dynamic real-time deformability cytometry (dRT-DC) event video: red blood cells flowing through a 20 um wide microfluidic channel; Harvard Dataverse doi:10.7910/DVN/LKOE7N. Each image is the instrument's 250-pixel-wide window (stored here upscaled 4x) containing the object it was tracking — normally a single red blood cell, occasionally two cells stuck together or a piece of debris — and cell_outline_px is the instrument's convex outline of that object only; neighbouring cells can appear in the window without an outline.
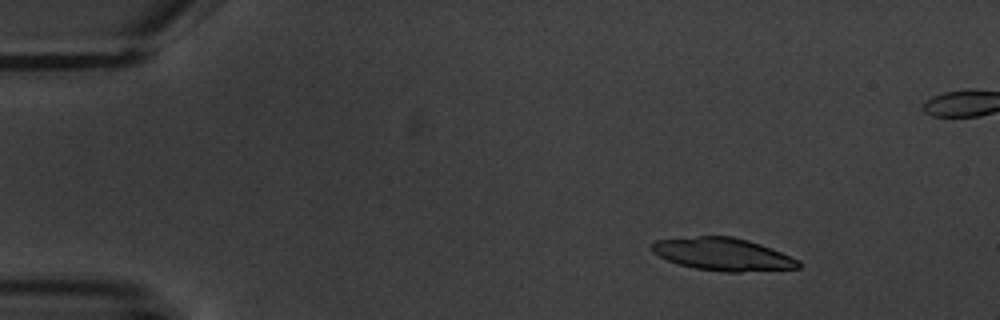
{"species": "common noctule bat (a hibernating species)", "species_latin": "Nyctalus noctula", "temperature_condition": "warm", "stored_images_in_passage": 4, "camera_frame_rate_fps": 3000, "um_per_image_px": 0.085, "animal": {"sex": "male", "body_mass_g": 20.1, "forearm_length_mm": 53.5}, "frame": {"image": 1, "passage_image": 2, "time_ms": 1.333, "image_size_px": [1000, 320], "cell_outline_px": [[800, 268], [740, 272], [724, 272], [696, 268], [680, 264], [668, 260], [652, 252], [652, 244], [656, 240], [700, 236], [732, 236], [748, 240], [760, 244], [800, 260]], "centroid_in_image_um": [61.47, 21.61], "position_along_channel_um": 23.5, "area_um2": 27.63}}